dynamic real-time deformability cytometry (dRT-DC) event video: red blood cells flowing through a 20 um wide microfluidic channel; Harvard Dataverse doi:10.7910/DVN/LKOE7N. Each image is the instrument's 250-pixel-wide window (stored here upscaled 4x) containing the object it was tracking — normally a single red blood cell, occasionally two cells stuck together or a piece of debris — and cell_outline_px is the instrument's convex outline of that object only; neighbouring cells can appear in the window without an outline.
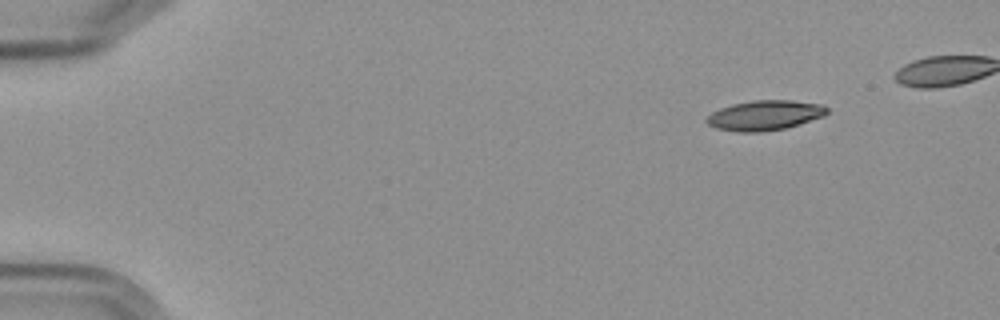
{"species": "Egyptian fruit bat (a non-hibernating species)", "species_latin": "Rousettus aegyptiacus", "temperature_condition": "cold", "stored_images_in_passage": 5, "camera_frame_rate_fps": 3000, "um_per_image_px": 0.085, "frame": {"image": 1, "passage_image": 1, "time_ms": 0.0, "image_size_px": [1000, 320], "cell_outline_px": [[828, 112], [824, 116], [784, 128], [760, 132], [736, 132], [716, 128], [708, 124], [704, 120], [712, 112], [720, 108], [732, 104], [752, 100], [792, 100], [824, 104], [828, 108]], "centroid_in_image_um": [65.0, 9.79], "position_along_channel_um": 20.0, "area_um2": 21.04}}